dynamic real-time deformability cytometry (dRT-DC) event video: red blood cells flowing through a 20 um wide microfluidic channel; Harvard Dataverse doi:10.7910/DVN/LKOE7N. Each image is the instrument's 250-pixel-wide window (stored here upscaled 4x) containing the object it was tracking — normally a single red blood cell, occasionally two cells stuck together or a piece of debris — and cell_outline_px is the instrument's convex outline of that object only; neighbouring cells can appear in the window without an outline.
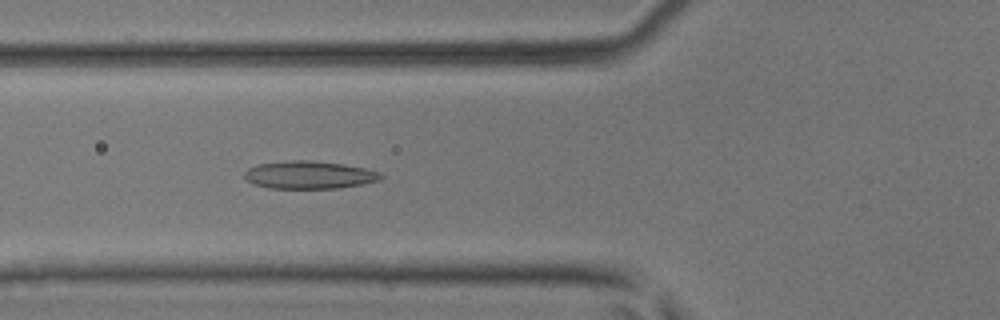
{"species": "common noctule bat (a hibernating species)", "species_latin": "Nyctalus noctula", "temperature_condition": "room temperature", "stored_images_in_passage": 34, "camera_frame_rate_fps": 3000, "um_per_image_px": 0.085, "animal": {"sex": "male", "body_mass_g": 17.9, "forearm_length_mm": 54.2}, "frame": {"image": 1, "passage_image": 4, "time_ms": 1.0, "image_size_px": [1000, 320], "cell_outline_px": [[384, 176], [380, 180], [340, 188], [268, 188], [252, 184], [244, 176], [244, 172], [248, 168], [256, 164], [292, 160], [308, 160], [344, 164], [364, 168], [380, 172]], "centroid_in_image_um": [26.26, 14.86], "position_along_channel_um": 99.5, "area_um2": 22.08}}
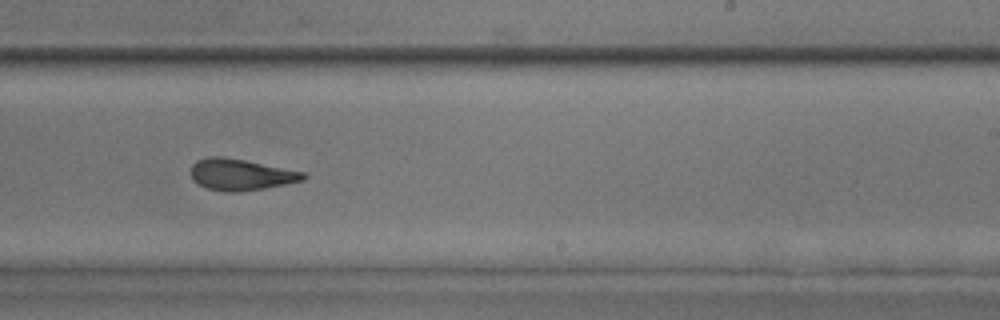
{"frame": {"image": 2, "passage_image": 16, "time_ms": 5.0, "image_size_px": [1000, 320], "cell_outline_px": [[308, 176], [304, 180], [264, 188], [236, 192], [224, 192], [208, 188], [192, 180], [192, 164], [196, 160], [208, 156], [220, 156], [244, 160], [304, 172]], "centroid_in_image_um": [20.45, 14.83], "position_along_channel_um": 268.5, "area_um2": 20.35}}
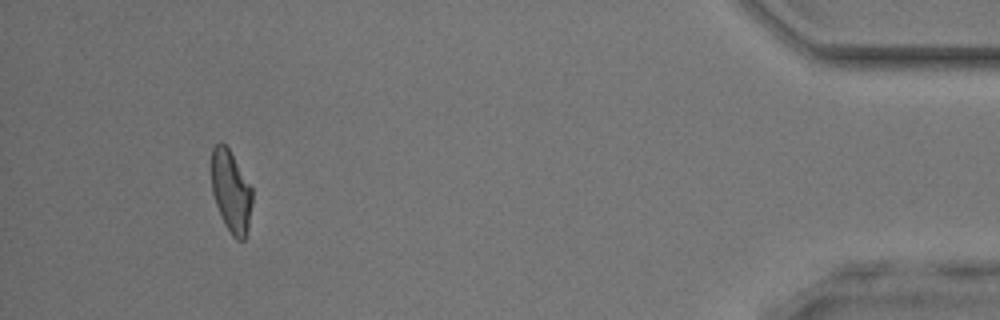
{"frame": {"image": 3, "passage_image": 31, "time_ms": 10.0, "image_size_px": [1000, 320], "cell_outline_px": [[252, 204], [248, 228], [244, 240], [236, 240], [232, 236], [224, 224], [216, 204], [212, 192], [212, 148], [220, 140], [228, 148], [252, 188]], "centroid_in_image_um": [19.64, 16.3], "position_along_channel_um": 415.6, "area_um2": 19.36}, "authors_computed_cell_mechanics": {"area_um2": 20.7502, "velocity_mm_per_s": 4.2393, "shape_relaxation_time_tau1_ms": 10.0755, "shape_relaxation_time_tau2_ms": 1.9227, "deformation_change_tau1": 0.255, "deformation_change_tau2": 0.0974}}